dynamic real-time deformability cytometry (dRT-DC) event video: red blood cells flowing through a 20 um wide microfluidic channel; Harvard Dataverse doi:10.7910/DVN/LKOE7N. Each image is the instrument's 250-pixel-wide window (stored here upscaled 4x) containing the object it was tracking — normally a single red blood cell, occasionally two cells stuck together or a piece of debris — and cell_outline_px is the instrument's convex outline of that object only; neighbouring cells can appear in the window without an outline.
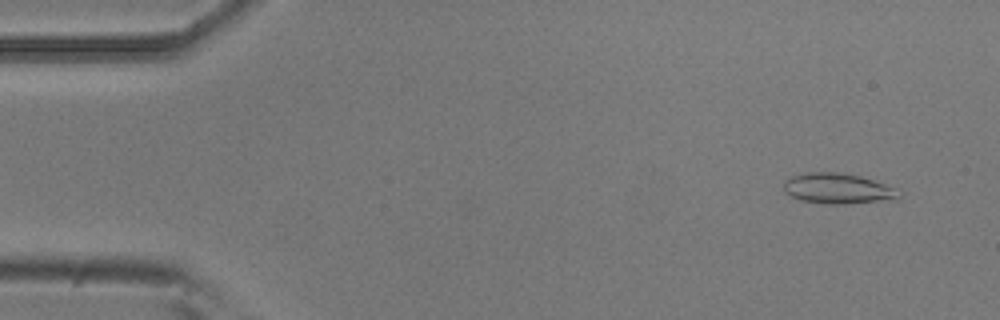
{"species": "common noctule bat (a hibernating species)", "species_latin": "Nyctalus noctula", "temperature_condition": "room temperature", "stored_images_in_passage": 13, "camera_frame_rate_fps": 3000, "um_per_image_px": 0.085, "animal": {"sex": "male", "body_mass_g": 20.5, "forearm_length_mm": 52.5}, "frame": {"image": 1, "passage_image": 4, "time_ms": 1.0, "image_size_px": [1000, 320], "cell_outline_px": [[900, 196], [896, 200], [844, 204], [828, 204], [800, 200], [784, 192], [784, 180], [792, 176], [804, 172], [840, 172], [860, 176], [884, 184], [892, 188]], "centroid_in_image_um": [71.16, 16.03], "position_along_channel_um": 13.8, "area_um2": 20.4}}